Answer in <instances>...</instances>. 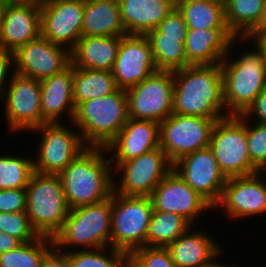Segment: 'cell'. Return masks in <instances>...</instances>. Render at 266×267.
I'll use <instances>...</instances> for the list:
<instances>
[{
    "instance_id": "obj_1",
    "label": "cell",
    "mask_w": 266,
    "mask_h": 267,
    "mask_svg": "<svg viewBox=\"0 0 266 267\" xmlns=\"http://www.w3.org/2000/svg\"><path fill=\"white\" fill-rule=\"evenodd\" d=\"M173 113L220 120L225 112L222 66H188L173 71ZM225 112V113H224Z\"/></svg>"
},
{
    "instance_id": "obj_2",
    "label": "cell",
    "mask_w": 266,
    "mask_h": 267,
    "mask_svg": "<svg viewBox=\"0 0 266 267\" xmlns=\"http://www.w3.org/2000/svg\"><path fill=\"white\" fill-rule=\"evenodd\" d=\"M58 175L70 209L102 202L113 191V169L106 148L88 147Z\"/></svg>"
},
{
    "instance_id": "obj_3",
    "label": "cell",
    "mask_w": 266,
    "mask_h": 267,
    "mask_svg": "<svg viewBox=\"0 0 266 267\" xmlns=\"http://www.w3.org/2000/svg\"><path fill=\"white\" fill-rule=\"evenodd\" d=\"M243 41L247 43V37H234L230 41L228 54L220 63L224 103L228 115L244 114L254 103L255 98L266 88V69L262 53L255 43H253L254 49L245 50L237 56L238 58L231 57L233 45Z\"/></svg>"
},
{
    "instance_id": "obj_4",
    "label": "cell",
    "mask_w": 266,
    "mask_h": 267,
    "mask_svg": "<svg viewBox=\"0 0 266 267\" xmlns=\"http://www.w3.org/2000/svg\"><path fill=\"white\" fill-rule=\"evenodd\" d=\"M126 90L80 103L75 108L73 125L87 147L106 148L128 121Z\"/></svg>"
},
{
    "instance_id": "obj_5",
    "label": "cell",
    "mask_w": 266,
    "mask_h": 267,
    "mask_svg": "<svg viewBox=\"0 0 266 267\" xmlns=\"http://www.w3.org/2000/svg\"><path fill=\"white\" fill-rule=\"evenodd\" d=\"M110 236L111 195L102 202L70 209L61 230L52 239L58 250L69 252L109 247Z\"/></svg>"
},
{
    "instance_id": "obj_6",
    "label": "cell",
    "mask_w": 266,
    "mask_h": 267,
    "mask_svg": "<svg viewBox=\"0 0 266 267\" xmlns=\"http://www.w3.org/2000/svg\"><path fill=\"white\" fill-rule=\"evenodd\" d=\"M25 190L30 223L40 236L53 238L70 211L59 175L34 172Z\"/></svg>"
},
{
    "instance_id": "obj_7",
    "label": "cell",
    "mask_w": 266,
    "mask_h": 267,
    "mask_svg": "<svg viewBox=\"0 0 266 267\" xmlns=\"http://www.w3.org/2000/svg\"><path fill=\"white\" fill-rule=\"evenodd\" d=\"M153 211L149 196H124L112 191L110 247L128 255L146 246Z\"/></svg>"
},
{
    "instance_id": "obj_8",
    "label": "cell",
    "mask_w": 266,
    "mask_h": 267,
    "mask_svg": "<svg viewBox=\"0 0 266 267\" xmlns=\"http://www.w3.org/2000/svg\"><path fill=\"white\" fill-rule=\"evenodd\" d=\"M209 148L226 178L260 172L250 162L247 149V118L243 114L229 115L218 120L213 128Z\"/></svg>"
},
{
    "instance_id": "obj_9",
    "label": "cell",
    "mask_w": 266,
    "mask_h": 267,
    "mask_svg": "<svg viewBox=\"0 0 266 267\" xmlns=\"http://www.w3.org/2000/svg\"><path fill=\"white\" fill-rule=\"evenodd\" d=\"M71 125L46 123L29 131L31 134L39 132L41 136L37 143L38 154L33 158L35 172L59 174L88 148L79 130L72 122Z\"/></svg>"
},
{
    "instance_id": "obj_10",
    "label": "cell",
    "mask_w": 266,
    "mask_h": 267,
    "mask_svg": "<svg viewBox=\"0 0 266 267\" xmlns=\"http://www.w3.org/2000/svg\"><path fill=\"white\" fill-rule=\"evenodd\" d=\"M111 165L113 192L124 196H150L173 169V163L160 147L125 162H111Z\"/></svg>"
},
{
    "instance_id": "obj_11",
    "label": "cell",
    "mask_w": 266,
    "mask_h": 267,
    "mask_svg": "<svg viewBox=\"0 0 266 267\" xmlns=\"http://www.w3.org/2000/svg\"><path fill=\"white\" fill-rule=\"evenodd\" d=\"M217 120L172 113L159 123V147L172 163L189 153L206 149Z\"/></svg>"
},
{
    "instance_id": "obj_12",
    "label": "cell",
    "mask_w": 266,
    "mask_h": 267,
    "mask_svg": "<svg viewBox=\"0 0 266 267\" xmlns=\"http://www.w3.org/2000/svg\"><path fill=\"white\" fill-rule=\"evenodd\" d=\"M1 100L4 102V110L1 112L5 113L6 129L11 134L29 132L47 123L42 118L39 80L12 74Z\"/></svg>"
},
{
    "instance_id": "obj_13",
    "label": "cell",
    "mask_w": 266,
    "mask_h": 267,
    "mask_svg": "<svg viewBox=\"0 0 266 267\" xmlns=\"http://www.w3.org/2000/svg\"><path fill=\"white\" fill-rule=\"evenodd\" d=\"M173 71L157 70L126 90L128 117L162 122L173 113Z\"/></svg>"
},
{
    "instance_id": "obj_14",
    "label": "cell",
    "mask_w": 266,
    "mask_h": 267,
    "mask_svg": "<svg viewBox=\"0 0 266 267\" xmlns=\"http://www.w3.org/2000/svg\"><path fill=\"white\" fill-rule=\"evenodd\" d=\"M266 172L227 178L222 196L214 206L230 220L266 214ZM264 177V178H263ZM224 210V212H223Z\"/></svg>"
},
{
    "instance_id": "obj_15",
    "label": "cell",
    "mask_w": 266,
    "mask_h": 267,
    "mask_svg": "<svg viewBox=\"0 0 266 267\" xmlns=\"http://www.w3.org/2000/svg\"><path fill=\"white\" fill-rule=\"evenodd\" d=\"M149 197L154 211L178 214L195 227L199 217L203 216L202 211H214V207L173 169L159 182Z\"/></svg>"
},
{
    "instance_id": "obj_16",
    "label": "cell",
    "mask_w": 266,
    "mask_h": 267,
    "mask_svg": "<svg viewBox=\"0 0 266 267\" xmlns=\"http://www.w3.org/2000/svg\"><path fill=\"white\" fill-rule=\"evenodd\" d=\"M84 0H45L41 4V36L70 52L82 36Z\"/></svg>"
},
{
    "instance_id": "obj_17",
    "label": "cell",
    "mask_w": 266,
    "mask_h": 267,
    "mask_svg": "<svg viewBox=\"0 0 266 267\" xmlns=\"http://www.w3.org/2000/svg\"><path fill=\"white\" fill-rule=\"evenodd\" d=\"M14 73L43 80L65 70L71 64V52L41 35L13 52Z\"/></svg>"
},
{
    "instance_id": "obj_18",
    "label": "cell",
    "mask_w": 266,
    "mask_h": 267,
    "mask_svg": "<svg viewBox=\"0 0 266 267\" xmlns=\"http://www.w3.org/2000/svg\"><path fill=\"white\" fill-rule=\"evenodd\" d=\"M173 170L213 207L219 202L227 178L209 147L184 155L173 163Z\"/></svg>"
},
{
    "instance_id": "obj_19",
    "label": "cell",
    "mask_w": 266,
    "mask_h": 267,
    "mask_svg": "<svg viewBox=\"0 0 266 267\" xmlns=\"http://www.w3.org/2000/svg\"><path fill=\"white\" fill-rule=\"evenodd\" d=\"M157 71L149 40L145 35L121 36L117 58L111 70L119 89L128 90Z\"/></svg>"
},
{
    "instance_id": "obj_20",
    "label": "cell",
    "mask_w": 266,
    "mask_h": 267,
    "mask_svg": "<svg viewBox=\"0 0 266 267\" xmlns=\"http://www.w3.org/2000/svg\"><path fill=\"white\" fill-rule=\"evenodd\" d=\"M159 148V123L128 118L106 147L111 162H125ZM111 152V153H110Z\"/></svg>"
},
{
    "instance_id": "obj_21",
    "label": "cell",
    "mask_w": 266,
    "mask_h": 267,
    "mask_svg": "<svg viewBox=\"0 0 266 267\" xmlns=\"http://www.w3.org/2000/svg\"><path fill=\"white\" fill-rule=\"evenodd\" d=\"M41 4L9 2L7 4L0 47L14 52L41 35Z\"/></svg>"
},
{
    "instance_id": "obj_22",
    "label": "cell",
    "mask_w": 266,
    "mask_h": 267,
    "mask_svg": "<svg viewBox=\"0 0 266 267\" xmlns=\"http://www.w3.org/2000/svg\"><path fill=\"white\" fill-rule=\"evenodd\" d=\"M40 90L42 118L47 123H63L61 119L64 116L68 117L69 123L72 122L75 113L73 65L70 64L62 72L41 80Z\"/></svg>"
},
{
    "instance_id": "obj_23",
    "label": "cell",
    "mask_w": 266,
    "mask_h": 267,
    "mask_svg": "<svg viewBox=\"0 0 266 267\" xmlns=\"http://www.w3.org/2000/svg\"><path fill=\"white\" fill-rule=\"evenodd\" d=\"M234 37L229 28L188 29L184 43L188 63L194 66L221 63Z\"/></svg>"
},
{
    "instance_id": "obj_24",
    "label": "cell",
    "mask_w": 266,
    "mask_h": 267,
    "mask_svg": "<svg viewBox=\"0 0 266 267\" xmlns=\"http://www.w3.org/2000/svg\"><path fill=\"white\" fill-rule=\"evenodd\" d=\"M193 227L165 247L176 267H202L224 248L206 230Z\"/></svg>"
},
{
    "instance_id": "obj_25",
    "label": "cell",
    "mask_w": 266,
    "mask_h": 267,
    "mask_svg": "<svg viewBox=\"0 0 266 267\" xmlns=\"http://www.w3.org/2000/svg\"><path fill=\"white\" fill-rule=\"evenodd\" d=\"M128 35H146L176 7V0H118Z\"/></svg>"
},
{
    "instance_id": "obj_26",
    "label": "cell",
    "mask_w": 266,
    "mask_h": 267,
    "mask_svg": "<svg viewBox=\"0 0 266 267\" xmlns=\"http://www.w3.org/2000/svg\"><path fill=\"white\" fill-rule=\"evenodd\" d=\"M121 36H81L71 51L76 68L111 71L117 58Z\"/></svg>"
},
{
    "instance_id": "obj_27",
    "label": "cell",
    "mask_w": 266,
    "mask_h": 267,
    "mask_svg": "<svg viewBox=\"0 0 266 267\" xmlns=\"http://www.w3.org/2000/svg\"><path fill=\"white\" fill-rule=\"evenodd\" d=\"M127 35L116 0H84L82 36Z\"/></svg>"
},
{
    "instance_id": "obj_28",
    "label": "cell",
    "mask_w": 266,
    "mask_h": 267,
    "mask_svg": "<svg viewBox=\"0 0 266 267\" xmlns=\"http://www.w3.org/2000/svg\"><path fill=\"white\" fill-rule=\"evenodd\" d=\"M117 89L111 71L73 66V102L75 108L82 102L109 95Z\"/></svg>"
},
{
    "instance_id": "obj_29",
    "label": "cell",
    "mask_w": 266,
    "mask_h": 267,
    "mask_svg": "<svg viewBox=\"0 0 266 267\" xmlns=\"http://www.w3.org/2000/svg\"><path fill=\"white\" fill-rule=\"evenodd\" d=\"M157 70L176 71L191 66L186 58V37L165 36L157 28L146 35Z\"/></svg>"
},
{
    "instance_id": "obj_30",
    "label": "cell",
    "mask_w": 266,
    "mask_h": 267,
    "mask_svg": "<svg viewBox=\"0 0 266 267\" xmlns=\"http://www.w3.org/2000/svg\"><path fill=\"white\" fill-rule=\"evenodd\" d=\"M188 29L228 28L225 5L202 0H176Z\"/></svg>"
},
{
    "instance_id": "obj_31",
    "label": "cell",
    "mask_w": 266,
    "mask_h": 267,
    "mask_svg": "<svg viewBox=\"0 0 266 267\" xmlns=\"http://www.w3.org/2000/svg\"><path fill=\"white\" fill-rule=\"evenodd\" d=\"M265 0H226L225 20L235 37H247L258 25Z\"/></svg>"
},
{
    "instance_id": "obj_32",
    "label": "cell",
    "mask_w": 266,
    "mask_h": 267,
    "mask_svg": "<svg viewBox=\"0 0 266 267\" xmlns=\"http://www.w3.org/2000/svg\"><path fill=\"white\" fill-rule=\"evenodd\" d=\"M192 225L175 213L153 211L146 235V246L166 247Z\"/></svg>"
},
{
    "instance_id": "obj_33",
    "label": "cell",
    "mask_w": 266,
    "mask_h": 267,
    "mask_svg": "<svg viewBox=\"0 0 266 267\" xmlns=\"http://www.w3.org/2000/svg\"><path fill=\"white\" fill-rule=\"evenodd\" d=\"M54 247L52 238L39 236L0 255V267H41L45 255Z\"/></svg>"
},
{
    "instance_id": "obj_34",
    "label": "cell",
    "mask_w": 266,
    "mask_h": 267,
    "mask_svg": "<svg viewBox=\"0 0 266 267\" xmlns=\"http://www.w3.org/2000/svg\"><path fill=\"white\" fill-rule=\"evenodd\" d=\"M3 154L0 155V190L26 188L35 172L32 156Z\"/></svg>"
},
{
    "instance_id": "obj_35",
    "label": "cell",
    "mask_w": 266,
    "mask_h": 267,
    "mask_svg": "<svg viewBox=\"0 0 266 267\" xmlns=\"http://www.w3.org/2000/svg\"><path fill=\"white\" fill-rule=\"evenodd\" d=\"M67 259L69 267H126L127 255L109 246L72 250L67 252Z\"/></svg>"
},
{
    "instance_id": "obj_36",
    "label": "cell",
    "mask_w": 266,
    "mask_h": 267,
    "mask_svg": "<svg viewBox=\"0 0 266 267\" xmlns=\"http://www.w3.org/2000/svg\"><path fill=\"white\" fill-rule=\"evenodd\" d=\"M247 149L250 162L266 172V124L247 119Z\"/></svg>"
},
{
    "instance_id": "obj_37",
    "label": "cell",
    "mask_w": 266,
    "mask_h": 267,
    "mask_svg": "<svg viewBox=\"0 0 266 267\" xmlns=\"http://www.w3.org/2000/svg\"><path fill=\"white\" fill-rule=\"evenodd\" d=\"M0 231L18 238L22 243L31 242L40 236L30 223L26 211L0 212Z\"/></svg>"
},
{
    "instance_id": "obj_38",
    "label": "cell",
    "mask_w": 266,
    "mask_h": 267,
    "mask_svg": "<svg viewBox=\"0 0 266 267\" xmlns=\"http://www.w3.org/2000/svg\"><path fill=\"white\" fill-rule=\"evenodd\" d=\"M126 267H176L165 247L144 246L127 255Z\"/></svg>"
},
{
    "instance_id": "obj_39",
    "label": "cell",
    "mask_w": 266,
    "mask_h": 267,
    "mask_svg": "<svg viewBox=\"0 0 266 267\" xmlns=\"http://www.w3.org/2000/svg\"><path fill=\"white\" fill-rule=\"evenodd\" d=\"M26 203L25 188L0 190V212H24L26 211Z\"/></svg>"
},
{
    "instance_id": "obj_40",
    "label": "cell",
    "mask_w": 266,
    "mask_h": 267,
    "mask_svg": "<svg viewBox=\"0 0 266 267\" xmlns=\"http://www.w3.org/2000/svg\"><path fill=\"white\" fill-rule=\"evenodd\" d=\"M165 36L186 37L187 26L182 13L175 7L157 26Z\"/></svg>"
},
{
    "instance_id": "obj_41",
    "label": "cell",
    "mask_w": 266,
    "mask_h": 267,
    "mask_svg": "<svg viewBox=\"0 0 266 267\" xmlns=\"http://www.w3.org/2000/svg\"><path fill=\"white\" fill-rule=\"evenodd\" d=\"M12 67H14L13 52L0 47V97L11 80L12 74H14Z\"/></svg>"
},
{
    "instance_id": "obj_42",
    "label": "cell",
    "mask_w": 266,
    "mask_h": 267,
    "mask_svg": "<svg viewBox=\"0 0 266 267\" xmlns=\"http://www.w3.org/2000/svg\"><path fill=\"white\" fill-rule=\"evenodd\" d=\"M243 115L248 120L266 124V88L255 98L254 103Z\"/></svg>"
},
{
    "instance_id": "obj_43",
    "label": "cell",
    "mask_w": 266,
    "mask_h": 267,
    "mask_svg": "<svg viewBox=\"0 0 266 267\" xmlns=\"http://www.w3.org/2000/svg\"><path fill=\"white\" fill-rule=\"evenodd\" d=\"M41 267H69L67 252L60 251L54 246L45 255Z\"/></svg>"
},
{
    "instance_id": "obj_44",
    "label": "cell",
    "mask_w": 266,
    "mask_h": 267,
    "mask_svg": "<svg viewBox=\"0 0 266 267\" xmlns=\"http://www.w3.org/2000/svg\"><path fill=\"white\" fill-rule=\"evenodd\" d=\"M22 242L8 233L0 231V255L19 247Z\"/></svg>"
},
{
    "instance_id": "obj_45",
    "label": "cell",
    "mask_w": 266,
    "mask_h": 267,
    "mask_svg": "<svg viewBox=\"0 0 266 267\" xmlns=\"http://www.w3.org/2000/svg\"><path fill=\"white\" fill-rule=\"evenodd\" d=\"M247 41L255 43L262 53L264 67L266 69V34L258 36H247Z\"/></svg>"
},
{
    "instance_id": "obj_46",
    "label": "cell",
    "mask_w": 266,
    "mask_h": 267,
    "mask_svg": "<svg viewBox=\"0 0 266 267\" xmlns=\"http://www.w3.org/2000/svg\"><path fill=\"white\" fill-rule=\"evenodd\" d=\"M266 34V0L264 4V11L259 25L248 35V36H258Z\"/></svg>"
},
{
    "instance_id": "obj_47",
    "label": "cell",
    "mask_w": 266,
    "mask_h": 267,
    "mask_svg": "<svg viewBox=\"0 0 266 267\" xmlns=\"http://www.w3.org/2000/svg\"><path fill=\"white\" fill-rule=\"evenodd\" d=\"M224 251H225V249L224 250H222L217 256H215L211 261H209L208 263H206V264H204L202 267H237L238 266V264H236V266L233 264L232 265V263H231V265H228V264H226L225 262L223 263V262H219V260L217 261L216 259L218 258H220V256L221 257H223L222 256V254L224 253ZM221 263V264H220Z\"/></svg>"
},
{
    "instance_id": "obj_48",
    "label": "cell",
    "mask_w": 266,
    "mask_h": 267,
    "mask_svg": "<svg viewBox=\"0 0 266 267\" xmlns=\"http://www.w3.org/2000/svg\"><path fill=\"white\" fill-rule=\"evenodd\" d=\"M8 3V0H0V35L2 32L4 14Z\"/></svg>"
},
{
    "instance_id": "obj_49",
    "label": "cell",
    "mask_w": 266,
    "mask_h": 267,
    "mask_svg": "<svg viewBox=\"0 0 266 267\" xmlns=\"http://www.w3.org/2000/svg\"><path fill=\"white\" fill-rule=\"evenodd\" d=\"M9 2L35 3L42 4L45 0H8Z\"/></svg>"
},
{
    "instance_id": "obj_50",
    "label": "cell",
    "mask_w": 266,
    "mask_h": 267,
    "mask_svg": "<svg viewBox=\"0 0 266 267\" xmlns=\"http://www.w3.org/2000/svg\"><path fill=\"white\" fill-rule=\"evenodd\" d=\"M202 1L210 2V3H217V4H221V5L226 4V0H202Z\"/></svg>"
}]
</instances>
